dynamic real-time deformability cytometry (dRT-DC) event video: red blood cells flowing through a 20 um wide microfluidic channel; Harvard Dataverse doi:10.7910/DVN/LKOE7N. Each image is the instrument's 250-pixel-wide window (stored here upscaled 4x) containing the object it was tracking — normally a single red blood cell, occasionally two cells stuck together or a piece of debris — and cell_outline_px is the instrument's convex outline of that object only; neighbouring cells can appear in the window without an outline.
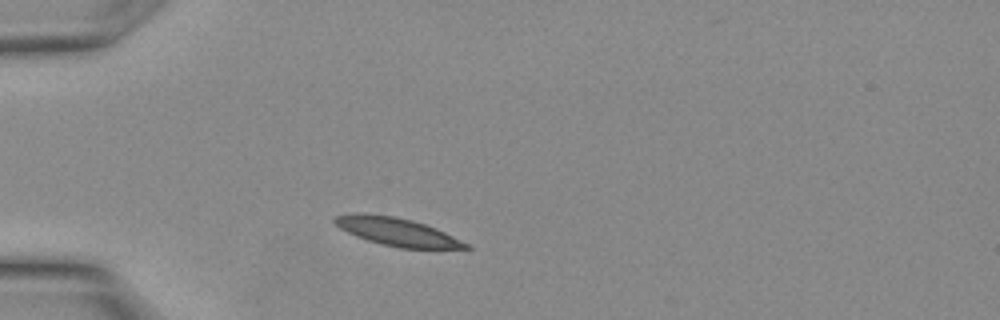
{"species": "Egyptian fruit bat (a non-hibernating species)", "species_latin": "Rousettus aegyptiacus", "temperature_condition": "warm", "stored_images_in_passage": 4, "camera_frame_rate_fps": 3000, "um_per_image_px": 0.085, "animal": {"sex": "female"}, "frame": {"image": 1, "passage_image": 1, "time_ms": 0.0, "image_size_px": [1000, 320], "cell_outline_px": [[472, 248], [400, 248], [380, 244], [356, 236], [340, 228], [332, 220], [336, 216], [392, 216], [412, 220], [436, 228], [468, 244]], "centroid_in_image_um": [33.82, 19.75], "position_along_channel_um": 51.2, "area_um2": 20.23}}
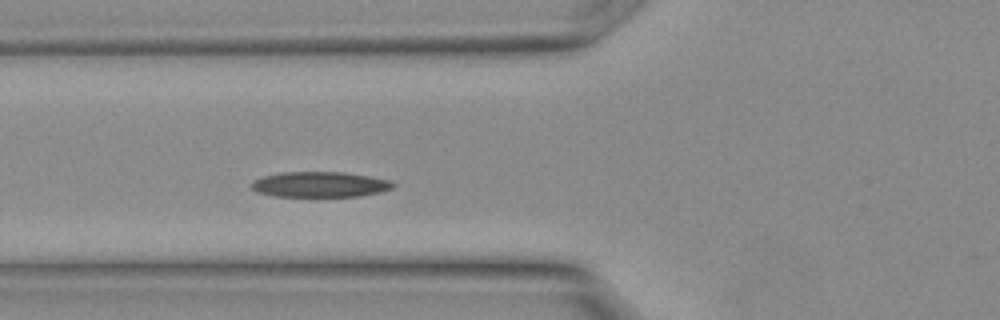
{"frame": {"image": 2, "passage_image": 4, "time_ms": 1.0, "image_size_px": [1000, 320], "cell_outline_px": [[396, 184], [392, 188], [380, 192], [356, 196], [276, 196], [256, 192], [252, 188], [252, 180], [264, 176], [280, 172], [344, 172], [368, 176], [388, 180]], "centroid_in_image_um": [27.16, 15.67], "position_along_channel_um": 98.6, "area_um2": 20.81}}